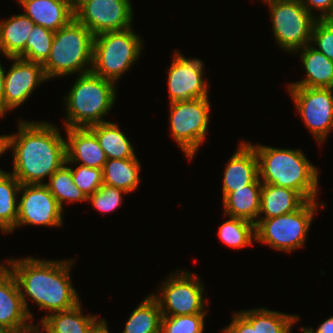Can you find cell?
I'll list each match as a JSON object with an SVG mask.
<instances>
[{
  "mask_svg": "<svg viewBox=\"0 0 333 333\" xmlns=\"http://www.w3.org/2000/svg\"><path fill=\"white\" fill-rule=\"evenodd\" d=\"M308 131L323 144L333 130V88L287 87Z\"/></svg>",
  "mask_w": 333,
  "mask_h": 333,
  "instance_id": "obj_11",
  "label": "cell"
},
{
  "mask_svg": "<svg viewBox=\"0 0 333 333\" xmlns=\"http://www.w3.org/2000/svg\"><path fill=\"white\" fill-rule=\"evenodd\" d=\"M252 325H257V333H291L293 324L300 318L296 314H285L266 307L239 311Z\"/></svg>",
  "mask_w": 333,
  "mask_h": 333,
  "instance_id": "obj_28",
  "label": "cell"
},
{
  "mask_svg": "<svg viewBox=\"0 0 333 333\" xmlns=\"http://www.w3.org/2000/svg\"><path fill=\"white\" fill-rule=\"evenodd\" d=\"M210 103L209 97L170 103L171 137L178 143L188 160L194 157L206 138L210 121Z\"/></svg>",
  "mask_w": 333,
  "mask_h": 333,
  "instance_id": "obj_9",
  "label": "cell"
},
{
  "mask_svg": "<svg viewBox=\"0 0 333 333\" xmlns=\"http://www.w3.org/2000/svg\"><path fill=\"white\" fill-rule=\"evenodd\" d=\"M21 183L7 171H0V231L13 233L18 217V197Z\"/></svg>",
  "mask_w": 333,
  "mask_h": 333,
  "instance_id": "obj_27",
  "label": "cell"
},
{
  "mask_svg": "<svg viewBox=\"0 0 333 333\" xmlns=\"http://www.w3.org/2000/svg\"><path fill=\"white\" fill-rule=\"evenodd\" d=\"M55 32L35 25L26 42V52L21 58L43 65L50 54Z\"/></svg>",
  "mask_w": 333,
  "mask_h": 333,
  "instance_id": "obj_32",
  "label": "cell"
},
{
  "mask_svg": "<svg viewBox=\"0 0 333 333\" xmlns=\"http://www.w3.org/2000/svg\"><path fill=\"white\" fill-rule=\"evenodd\" d=\"M219 227L218 236L221 241L233 249H243L256 241L255 224L236 217H230Z\"/></svg>",
  "mask_w": 333,
  "mask_h": 333,
  "instance_id": "obj_31",
  "label": "cell"
},
{
  "mask_svg": "<svg viewBox=\"0 0 333 333\" xmlns=\"http://www.w3.org/2000/svg\"><path fill=\"white\" fill-rule=\"evenodd\" d=\"M262 182L259 177L245 188L236 189L223 199L225 216L242 218L257 223L260 211Z\"/></svg>",
  "mask_w": 333,
  "mask_h": 333,
  "instance_id": "obj_22",
  "label": "cell"
},
{
  "mask_svg": "<svg viewBox=\"0 0 333 333\" xmlns=\"http://www.w3.org/2000/svg\"><path fill=\"white\" fill-rule=\"evenodd\" d=\"M223 333H257V325H252L240 312H234L231 322Z\"/></svg>",
  "mask_w": 333,
  "mask_h": 333,
  "instance_id": "obj_37",
  "label": "cell"
},
{
  "mask_svg": "<svg viewBox=\"0 0 333 333\" xmlns=\"http://www.w3.org/2000/svg\"><path fill=\"white\" fill-rule=\"evenodd\" d=\"M66 132L65 164H81L84 166L103 169L107 161L96 135L87 128H63Z\"/></svg>",
  "mask_w": 333,
  "mask_h": 333,
  "instance_id": "obj_18",
  "label": "cell"
},
{
  "mask_svg": "<svg viewBox=\"0 0 333 333\" xmlns=\"http://www.w3.org/2000/svg\"><path fill=\"white\" fill-rule=\"evenodd\" d=\"M327 20L333 24V11L331 12V14L327 17Z\"/></svg>",
  "mask_w": 333,
  "mask_h": 333,
  "instance_id": "obj_44",
  "label": "cell"
},
{
  "mask_svg": "<svg viewBox=\"0 0 333 333\" xmlns=\"http://www.w3.org/2000/svg\"><path fill=\"white\" fill-rule=\"evenodd\" d=\"M311 44L333 61V24L327 19H317L312 31Z\"/></svg>",
  "mask_w": 333,
  "mask_h": 333,
  "instance_id": "obj_36",
  "label": "cell"
},
{
  "mask_svg": "<svg viewBox=\"0 0 333 333\" xmlns=\"http://www.w3.org/2000/svg\"><path fill=\"white\" fill-rule=\"evenodd\" d=\"M134 13L130 0H80L74 18L94 36L132 27Z\"/></svg>",
  "mask_w": 333,
  "mask_h": 333,
  "instance_id": "obj_12",
  "label": "cell"
},
{
  "mask_svg": "<svg viewBox=\"0 0 333 333\" xmlns=\"http://www.w3.org/2000/svg\"><path fill=\"white\" fill-rule=\"evenodd\" d=\"M319 200L306 201L298 210L270 219H258L255 224L256 242L276 251L286 253L303 247L317 213V207L325 208Z\"/></svg>",
  "mask_w": 333,
  "mask_h": 333,
  "instance_id": "obj_7",
  "label": "cell"
},
{
  "mask_svg": "<svg viewBox=\"0 0 333 333\" xmlns=\"http://www.w3.org/2000/svg\"><path fill=\"white\" fill-rule=\"evenodd\" d=\"M95 135L107 159L136 157L132 143L117 123L110 121L88 127Z\"/></svg>",
  "mask_w": 333,
  "mask_h": 333,
  "instance_id": "obj_26",
  "label": "cell"
},
{
  "mask_svg": "<svg viewBox=\"0 0 333 333\" xmlns=\"http://www.w3.org/2000/svg\"><path fill=\"white\" fill-rule=\"evenodd\" d=\"M94 35L73 18L54 34L47 61L42 65L47 80L90 72Z\"/></svg>",
  "mask_w": 333,
  "mask_h": 333,
  "instance_id": "obj_5",
  "label": "cell"
},
{
  "mask_svg": "<svg viewBox=\"0 0 333 333\" xmlns=\"http://www.w3.org/2000/svg\"><path fill=\"white\" fill-rule=\"evenodd\" d=\"M7 267L13 273L24 306L33 321L27 299H31L41 310L49 314L73 308L81 302L73 287L70 272L74 259L45 260L34 257L7 260ZM29 297V298H28Z\"/></svg>",
  "mask_w": 333,
  "mask_h": 333,
  "instance_id": "obj_2",
  "label": "cell"
},
{
  "mask_svg": "<svg viewBox=\"0 0 333 333\" xmlns=\"http://www.w3.org/2000/svg\"><path fill=\"white\" fill-rule=\"evenodd\" d=\"M69 167L72 171L75 185L89 197L103 185L102 169L92 168L78 164L74 168L73 164ZM73 166V167H72Z\"/></svg>",
  "mask_w": 333,
  "mask_h": 333,
  "instance_id": "obj_35",
  "label": "cell"
},
{
  "mask_svg": "<svg viewBox=\"0 0 333 333\" xmlns=\"http://www.w3.org/2000/svg\"><path fill=\"white\" fill-rule=\"evenodd\" d=\"M275 43L288 53L311 44L312 31L317 16L312 15L300 0H265Z\"/></svg>",
  "mask_w": 333,
  "mask_h": 333,
  "instance_id": "obj_8",
  "label": "cell"
},
{
  "mask_svg": "<svg viewBox=\"0 0 333 333\" xmlns=\"http://www.w3.org/2000/svg\"><path fill=\"white\" fill-rule=\"evenodd\" d=\"M296 53H300L306 77L288 84L287 87L333 88V61L312 44L306 45L294 54Z\"/></svg>",
  "mask_w": 333,
  "mask_h": 333,
  "instance_id": "obj_20",
  "label": "cell"
},
{
  "mask_svg": "<svg viewBox=\"0 0 333 333\" xmlns=\"http://www.w3.org/2000/svg\"><path fill=\"white\" fill-rule=\"evenodd\" d=\"M161 318L159 304L150 294L132 311L122 333H160Z\"/></svg>",
  "mask_w": 333,
  "mask_h": 333,
  "instance_id": "obj_29",
  "label": "cell"
},
{
  "mask_svg": "<svg viewBox=\"0 0 333 333\" xmlns=\"http://www.w3.org/2000/svg\"><path fill=\"white\" fill-rule=\"evenodd\" d=\"M109 324H107L106 319L102 320L91 330L90 333H110Z\"/></svg>",
  "mask_w": 333,
  "mask_h": 333,
  "instance_id": "obj_41",
  "label": "cell"
},
{
  "mask_svg": "<svg viewBox=\"0 0 333 333\" xmlns=\"http://www.w3.org/2000/svg\"><path fill=\"white\" fill-rule=\"evenodd\" d=\"M6 150V134L5 135H0V156L3 155ZM3 169L0 168V171Z\"/></svg>",
  "mask_w": 333,
  "mask_h": 333,
  "instance_id": "obj_43",
  "label": "cell"
},
{
  "mask_svg": "<svg viewBox=\"0 0 333 333\" xmlns=\"http://www.w3.org/2000/svg\"><path fill=\"white\" fill-rule=\"evenodd\" d=\"M16 228L20 226L61 227L63 209L45 184L21 185Z\"/></svg>",
  "mask_w": 333,
  "mask_h": 333,
  "instance_id": "obj_13",
  "label": "cell"
},
{
  "mask_svg": "<svg viewBox=\"0 0 333 333\" xmlns=\"http://www.w3.org/2000/svg\"><path fill=\"white\" fill-rule=\"evenodd\" d=\"M160 287L157 294L151 295L157 300L162 316L207 314L205 286L196 273L176 270Z\"/></svg>",
  "mask_w": 333,
  "mask_h": 333,
  "instance_id": "obj_10",
  "label": "cell"
},
{
  "mask_svg": "<svg viewBox=\"0 0 333 333\" xmlns=\"http://www.w3.org/2000/svg\"><path fill=\"white\" fill-rule=\"evenodd\" d=\"M0 262V327L6 333H16L33 324L28 314L17 281L6 266Z\"/></svg>",
  "mask_w": 333,
  "mask_h": 333,
  "instance_id": "obj_16",
  "label": "cell"
},
{
  "mask_svg": "<svg viewBox=\"0 0 333 333\" xmlns=\"http://www.w3.org/2000/svg\"><path fill=\"white\" fill-rule=\"evenodd\" d=\"M143 42L132 27L94 36L91 71L116 84L140 58Z\"/></svg>",
  "mask_w": 333,
  "mask_h": 333,
  "instance_id": "obj_6",
  "label": "cell"
},
{
  "mask_svg": "<svg viewBox=\"0 0 333 333\" xmlns=\"http://www.w3.org/2000/svg\"><path fill=\"white\" fill-rule=\"evenodd\" d=\"M8 60L13 62L10 69L5 72L4 117L8 111L25 104L35 88L47 81L41 64L21 58H8Z\"/></svg>",
  "mask_w": 333,
  "mask_h": 333,
  "instance_id": "obj_15",
  "label": "cell"
},
{
  "mask_svg": "<svg viewBox=\"0 0 333 333\" xmlns=\"http://www.w3.org/2000/svg\"><path fill=\"white\" fill-rule=\"evenodd\" d=\"M248 143L257 154L262 183L297 191L306 201L317 200L319 170L302 150Z\"/></svg>",
  "mask_w": 333,
  "mask_h": 333,
  "instance_id": "obj_3",
  "label": "cell"
},
{
  "mask_svg": "<svg viewBox=\"0 0 333 333\" xmlns=\"http://www.w3.org/2000/svg\"><path fill=\"white\" fill-rule=\"evenodd\" d=\"M101 320L93 314L84 315L80 302L71 309L47 313L39 322L47 333H90Z\"/></svg>",
  "mask_w": 333,
  "mask_h": 333,
  "instance_id": "obj_23",
  "label": "cell"
},
{
  "mask_svg": "<svg viewBox=\"0 0 333 333\" xmlns=\"http://www.w3.org/2000/svg\"><path fill=\"white\" fill-rule=\"evenodd\" d=\"M78 76L68 95H64L66 118L63 128H87L107 122L103 117L116 103V84L92 71Z\"/></svg>",
  "mask_w": 333,
  "mask_h": 333,
  "instance_id": "obj_4",
  "label": "cell"
},
{
  "mask_svg": "<svg viewBox=\"0 0 333 333\" xmlns=\"http://www.w3.org/2000/svg\"><path fill=\"white\" fill-rule=\"evenodd\" d=\"M207 314L162 316L160 333H203Z\"/></svg>",
  "mask_w": 333,
  "mask_h": 333,
  "instance_id": "obj_33",
  "label": "cell"
},
{
  "mask_svg": "<svg viewBox=\"0 0 333 333\" xmlns=\"http://www.w3.org/2000/svg\"><path fill=\"white\" fill-rule=\"evenodd\" d=\"M24 1H28V0H17V3H19V5H20Z\"/></svg>",
  "mask_w": 333,
  "mask_h": 333,
  "instance_id": "obj_46",
  "label": "cell"
},
{
  "mask_svg": "<svg viewBox=\"0 0 333 333\" xmlns=\"http://www.w3.org/2000/svg\"><path fill=\"white\" fill-rule=\"evenodd\" d=\"M1 62V61H0ZM5 69L0 63V117L4 118V85H5Z\"/></svg>",
  "mask_w": 333,
  "mask_h": 333,
  "instance_id": "obj_40",
  "label": "cell"
},
{
  "mask_svg": "<svg viewBox=\"0 0 333 333\" xmlns=\"http://www.w3.org/2000/svg\"><path fill=\"white\" fill-rule=\"evenodd\" d=\"M305 333H333V316L323 321L317 329L313 327H301Z\"/></svg>",
  "mask_w": 333,
  "mask_h": 333,
  "instance_id": "obj_39",
  "label": "cell"
},
{
  "mask_svg": "<svg viewBox=\"0 0 333 333\" xmlns=\"http://www.w3.org/2000/svg\"><path fill=\"white\" fill-rule=\"evenodd\" d=\"M18 122L16 134L6 135V150L13 153L11 174L21 185L44 184L45 178L49 180L66 163V141L48 121Z\"/></svg>",
  "mask_w": 333,
  "mask_h": 333,
  "instance_id": "obj_1",
  "label": "cell"
},
{
  "mask_svg": "<svg viewBox=\"0 0 333 333\" xmlns=\"http://www.w3.org/2000/svg\"><path fill=\"white\" fill-rule=\"evenodd\" d=\"M303 6L312 14L315 12L319 15L317 16V19H327V17L331 14L333 11V0H300ZM313 10V11H312ZM318 10V11H317Z\"/></svg>",
  "mask_w": 333,
  "mask_h": 333,
  "instance_id": "obj_38",
  "label": "cell"
},
{
  "mask_svg": "<svg viewBox=\"0 0 333 333\" xmlns=\"http://www.w3.org/2000/svg\"><path fill=\"white\" fill-rule=\"evenodd\" d=\"M20 6L35 25L53 32L74 18V5L69 0H28Z\"/></svg>",
  "mask_w": 333,
  "mask_h": 333,
  "instance_id": "obj_19",
  "label": "cell"
},
{
  "mask_svg": "<svg viewBox=\"0 0 333 333\" xmlns=\"http://www.w3.org/2000/svg\"><path fill=\"white\" fill-rule=\"evenodd\" d=\"M44 182L51 194L55 197L60 207L68 202H87L86 195L75 185L69 164H64Z\"/></svg>",
  "mask_w": 333,
  "mask_h": 333,
  "instance_id": "obj_30",
  "label": "cell"
},
{
  "mask_svg": "<svg viewBox=\"0 0 333 333\" xmlns=\"http://www.w3.org/2000/svg\"><path fill=\"white\" fill-rule=\"evenodd\" d=\"M305 202L297 191L262 183L258 219H270L294 212Z\"/></svg>",
  "mask_w": 333,
  "mask_h": 333,
  "instance_id": "obj_24",
  "label": "cell"
},
{
  "mask_svg": "<svg viewBox=\"0 0 333 333\" xmlns=\"http://www.w3.org/2000/svg\"><path fill=\"white\" fill-rule=\"evenodd\" d=\"M223 175V198L236 189L245 188L259 177L258 157L248 142L243 140L239 143L226 163Z\"/></svg>",
  "mask_w": 333,
  "mask_h": 333,
  "instance_id": "obj_17",
  "label": "cell"
},
{
  "mask_svg": "<svg viewBox=\"0 0 333 333\" xmlns=\"http://www.w3.org/2000/svg\"><path fill=\"white\" fill-rule=\"evenodd\" d=\"M137 156L128 159H107L102 169L103 184L122 189L128 194L140 184V169Z\"/></svg>",
  "mask_w": 333,
  "mask_h": 333,
  "instance_id": "obj_25",
  "label": "cell"
},
{
  "mask_svg": "<svg viewBox=\"0 0 333 333\" xmlns=\"http://www.w3.org/2000/svg\"><path fill=\"white\" fill-rule=\"evenodd\" d=\"M73 5H75L77 2H79L80 0H69Z\"/></svg>",
  "mask_w": 333,
  "mask_h": 333,
  "instance_id": "obj_45",
  "label": "cell"
},
{
  "mask_svg": "<svg viewBox=\"0 0 333 333\" xmlns=\"http://www.w3.org/2000/svg\"><path fill=\"white\" fill-rule=\"evenodd\" d=\"M40 326L33 324L32 326H30L27 329L21 330L19 332L16 333H47L42 327L41 330L39 328ZM40 330V331H39ZM42 331V332H41Z\"/></svg>",
  "mask_w": 333,
  "mask_h": 333,
  "instance_id": "obj_42",
  "label": "cell"
},
{
  "mask_svg": "<svg viewBox=\"0 0 333 333\" xmlns=\"http://www.w3.org/2000/svg\"><path fill=\"white\" fill-rule=\"evenodd\" d=\"M35 24L24 13L0 21V54L5 58H22L26 42Z\"/></svg>",
  "mask_w": 333,
  "mask_h": 333,
  "instance_id": "obj_21",
  "label": "cell"
},
{
  "mask_svg": "<svg viewBox=\"0 0 333 333\" xmlns=\"http://www.w3.org/2000/svg\"><path fill=\"white\" fill-rule=\"evenodd\" d=\"M173 55L166 72L169 103L209 97V84L204 80V62L198 58H186L178 50Z\"/></svg>",
  "mask_w": 333,
  "mask_h": 333,
  "instance_id": "obj_14",
  "label": "cell"
},
{
  "mask_svg": "<svg viewBox=\"0 0 333 333\" xmlns=\"http://www.w3.org/2000/svg\"><path fill=\"white\" fill-rule=\"evenodd\" d=\"M128 194L122 189L111 187L103 184L92 195L87 197V201L93 206L94 209L101 213H110L118 209L124 199L122 196Z\"/></svg>",
  "mask_w": 333,
  "mask_h": 333,
  "instance_id": "obj_34",
  "label": "cell"
},
{
  "mask_svg": "<svg viewBox=\"0 0 333 333\" xmlns=\"http://www.w3.org/2000/svg\"><path fill=\"white\" fill-rule=\"evenodd\" d=\"M0 333H6V332L0 327Z\"/></svg>",
  "mask_w": 333,
  "mask_h": 333,
  "instance_id": "obj_47",
  "label": "cell"
}]
</instances>
